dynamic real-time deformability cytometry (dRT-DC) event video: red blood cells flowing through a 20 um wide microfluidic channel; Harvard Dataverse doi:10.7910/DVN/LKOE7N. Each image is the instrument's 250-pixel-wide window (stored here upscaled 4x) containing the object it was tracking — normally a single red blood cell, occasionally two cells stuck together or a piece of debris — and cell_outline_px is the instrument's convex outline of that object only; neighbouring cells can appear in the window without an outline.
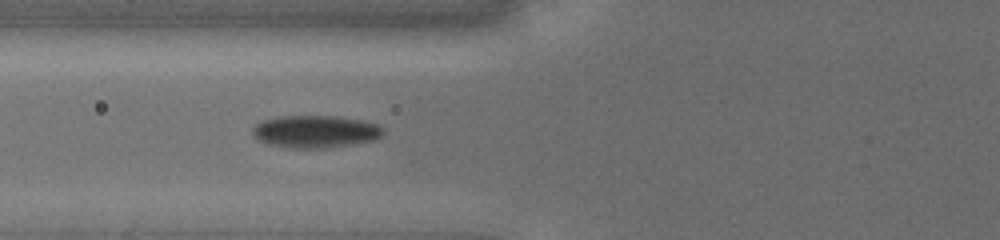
{"species": "common noctule bat (a hibernating species)", "species_latin": "Nyctalus noctula", "temperature_condition": "cold", "stored_images_in_passage": 30, "camera_frame_rate_fps": 3000, "um_per_image_px": 0.085, "animal": {"sex": "female", "body_mass_g": 19.5, "forearm_length_mm": 54.1}, "frame": {"image": 1, "passage_image": 5, "time_ms": 1.667, "image_size_px": [1000, 240], "cell_outline_px": [[384, 132], [380, 136], [372, 140], [356, 144], [324, 148], [288, 148], [264, 144], [252, 132], [252, 128], [256, 124], [264, 120], [280, 116], [340, 116], [364, 120], [376, 124], [384, 128]], "centroid_in_image_um": [26.82, 11.18], "position_along_channel_um": 99.0, "area_um2": 24.85}}
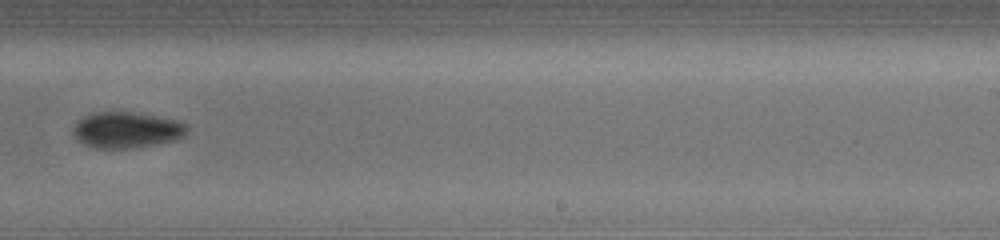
{"frame": {"image": 2, "passage_image": 17, "time_ms": 6.333, "image_size_px": [1000, 240], "cell_outline_px": [[188, 132], [184, 136], [176, 140], [132, 148], [96, 148], [80, 140], [72, 132], [76, 124], [84, 116], [92, 112], [136, 112], [180, 120], [188, 124]], "centroid_in_image_um": [10.85, 11.03], "position_along_channel_um": 278.1, "area_um2": 23.87}}
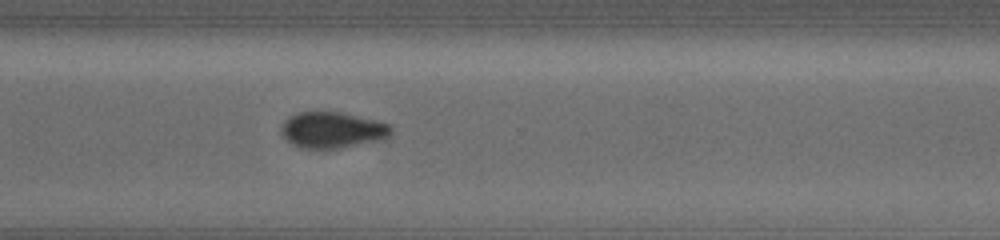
{"frame": {"image": 3, "passage_image": 22, "time_ms": 8.0, "image_size_px": [1000, 240], "cell_outline_px": [[392, 132], [384, 136], [336, 148], [304, 148], [292, 144], [280, 132], [280, 128], [284, 120], [288, 116], [296, 112], [340, 112], [392, 124]], "centroid_in_image_um": [28.13, 11.01], "position_along_channel_um": 342.5, "area_um2": 22.31}, "authors_computed_cell_mechanics": {"area_um2": 23.8136, "velocity_mm_per_s": 3.8441, "shape_relaxation_time_tau1_ms": 3.6275, "shape_relaxation_time_tau2_ms": null, "deformation_change_tau1": 0.0997, "deformation_change_tau2": null}}